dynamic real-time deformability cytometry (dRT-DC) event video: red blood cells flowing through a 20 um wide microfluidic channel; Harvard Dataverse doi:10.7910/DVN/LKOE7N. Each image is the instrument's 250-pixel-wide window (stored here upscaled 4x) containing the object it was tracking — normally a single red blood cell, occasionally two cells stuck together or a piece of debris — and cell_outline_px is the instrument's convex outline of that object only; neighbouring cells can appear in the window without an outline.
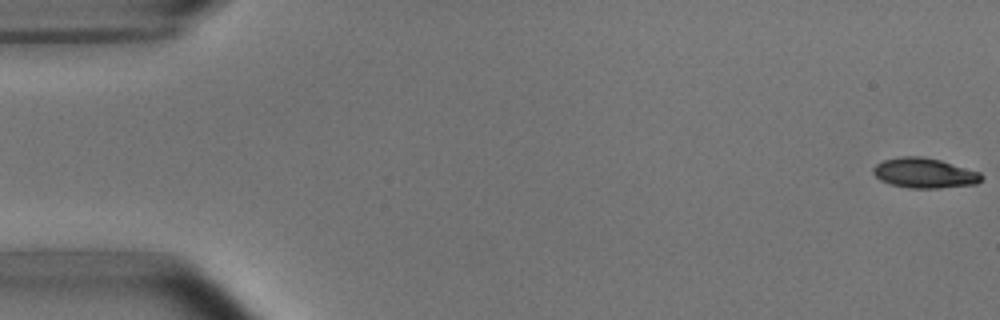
{"species": "common noctule bat (a hibernating species)", "species_latin": "Nyctalus noctula", "temperature_condition": "room temperature", "stored_images_in_passage": 5, "camera_frame_rate_fps": 3000, "um_per_image_px": 0.085, "animal": {"sex": "male", "body_mass_g": 15.6}, "frame": {"image": 1, "passage_image": 1, "time_ms": 0.0, "image_size_px": [1000, 320], "cell_outline_px": [[984, 176], [976, 184], [940, 188], [908, 188], [892, 184], [880, 180], [872, 172], [872, 168], [876, 164], [884, 160], [900, 156], [924, 156], [940, 160], [980, 172]], "centroid_in_image_um": [78.57, 14.7], "position_along_channel_um": 6.4, "area_um2": 18.96}}
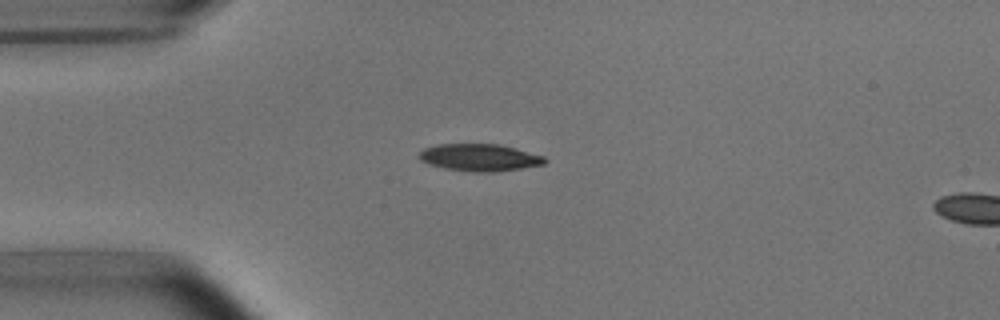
{"frame": {"image": 2, "passage_image": 4, "time_ms": 4.333, "image_size_px": [1000, 320], "cell_outline_px": [[548, 160], [544, 164], [520, 168], [492, 172], [472, 172], [444, 168], [428, 164], [420, 160], [420, 152], [424, 148], [436, 144], [500, 144], [516, 148], [544, 156]], "centroid_in_image_um": [40.76, 13.38], "position_along_channel_um": 44.2, "area_um2": 19.88}}